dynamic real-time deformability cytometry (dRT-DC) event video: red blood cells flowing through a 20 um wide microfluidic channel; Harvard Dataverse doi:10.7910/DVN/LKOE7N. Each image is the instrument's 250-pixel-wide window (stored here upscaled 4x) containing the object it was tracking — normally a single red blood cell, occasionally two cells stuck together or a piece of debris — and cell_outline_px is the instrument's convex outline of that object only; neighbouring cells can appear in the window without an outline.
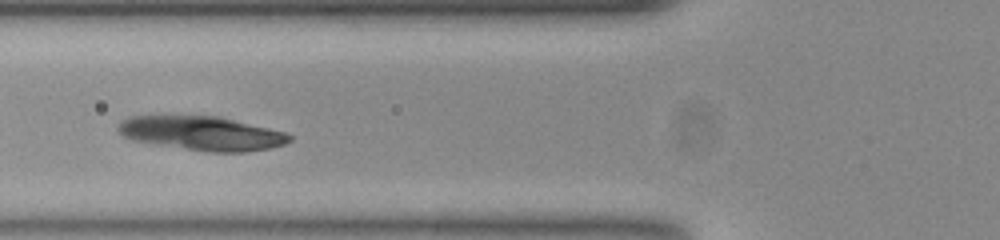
{"species": "common noctule bat (a hibernating species)", "species_latin": "Nyctalus noctula", "temperature_condition": "room temperature", "stored_images_in_passage": 47, "camera_frame_rate_fps": 3000, "um_per_image_px": 0.085, "animal": {"sex": "female", "body_mass_g": 23.0, "forearm_length_mm": 53.4}, "frame": {"image": 1, "passage_image": 13, "time_ms": 4.0, "image_size_px": [1000, 240], "cell_outline_px": [[292, 140], [284, 144], [272, 148], [244, 152], [208, 152], [132, 140], [124, 136], [116, 128], [120, 120], [132, 116], [216, 116], [268, 128], [284, 132], [292, 136]], "centroid_in_image_um": [17.15, 11.34], "position_along_channel_um": 108.6, "area_um2": 33.7}}
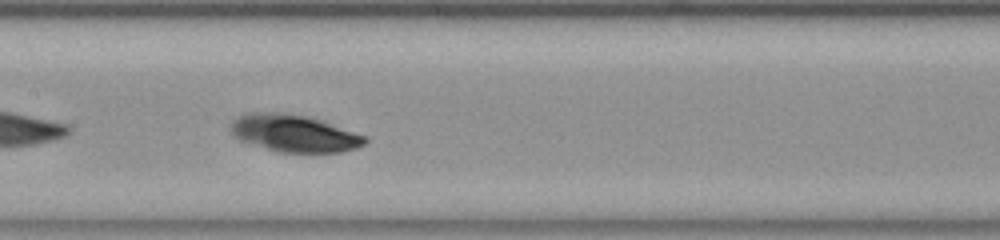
{"frame": {"image": 2, "passage_image": 19, "time_ms": 6.0, "image_size_px": [1000, 240], "cell_outline_px": [[368, 140], [364, 144], [356, 148], [340, 152], [280, 152], [240, 140], [232, 132], [232, 120], [236, 116], [244, 112], [280, 112], [308, 116], [368, 136]], "centroid_in_image_um": [25.01, 11.31], "position_along_channel_um": 182.4, "area_um2": 29.02}}
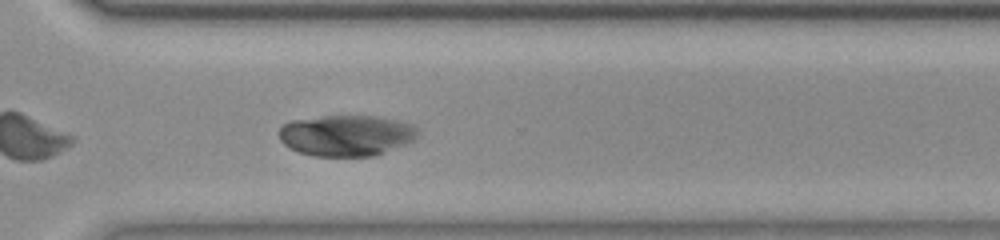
{"frame": {"image": 3, "passage_image": 32, "time_ms": 10.333, "image_size_px": [1000, 240], "cell_outline_px": [[416, 136], [412, 140], [404, 144], [376, 156], [312, 156], [300, 152], [284, 144], [280, 140], [280, 128], [284, 124], [292, 120], [320, 116], [376, 116], [400, 120], [412, 124], [416, 128]], "centroid_in_image_um": [29.43, 11.51], "position_along_channel_um": 341.2, "area_um2": 33.06}}